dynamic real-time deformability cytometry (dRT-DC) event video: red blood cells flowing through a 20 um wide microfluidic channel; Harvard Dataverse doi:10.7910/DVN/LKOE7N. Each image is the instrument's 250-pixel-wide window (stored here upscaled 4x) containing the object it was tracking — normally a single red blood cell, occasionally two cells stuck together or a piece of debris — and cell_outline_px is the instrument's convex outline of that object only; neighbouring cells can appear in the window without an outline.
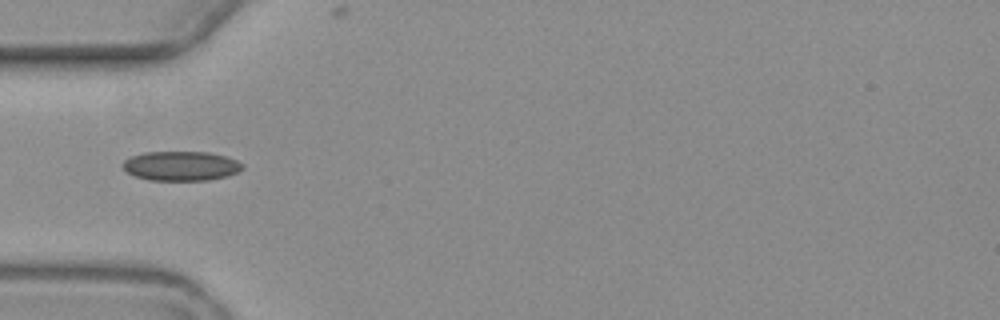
{"species": "common noctule bat (a hibernating species)", "species_latin": "Nyctalus noctula", "temperature_condition": "warm", "stored_images_in_passage": 7, "camera_frame_rate_fps": 3000, "um_per_image_px": 0.085, "animal": {"sex": "female", "body_mass_g": 19.3, "forearm_length_mm": 54.1}, "frame": {"image": 1, "passage_image": 6, "time_ms": 6.0, "image_size_px": [1000, 320], "cell_outline_px": [[244, 168], [228, 176], [208, 180], [148, 180], [136, 176], [128, 172], [120, 164], [124, 160], [132, 156], [144, 152], [208, 152], [224, 156], [236, 160], [244, 164]], "centroid_in_image_um": [15.39, 14.1], "position_along_channel_um": 69.6, "area_um2": 20.52}}
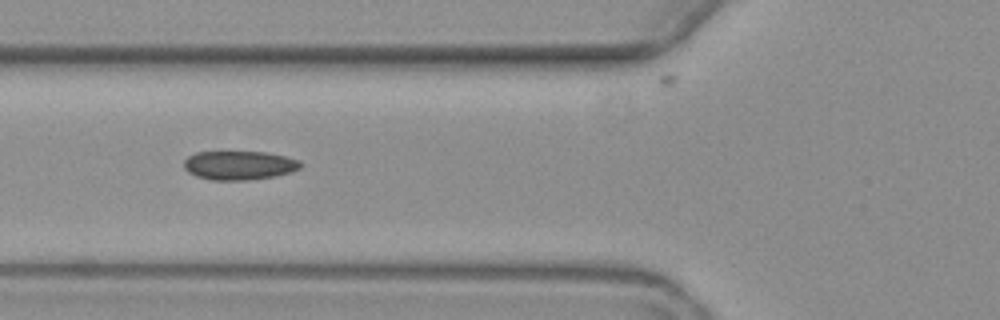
{"frame": {"image": 2, "passage_image": 7, "time_ms": 7.0, "image_size_px": [1000, 320], "cell_outline_px": [[304, 164], [300, 168], [292, 172], [276, 176], [248, 180], [212, 180], [196, 176], [188, 172], [184, 168], [184, 160], [188, 156], [196, 152], [268, 152], [300, 160]], "centroid_in_image_um": [20.36, 14.05], "position_along_channel_um": 105.4, "area_um2": 19.83}}